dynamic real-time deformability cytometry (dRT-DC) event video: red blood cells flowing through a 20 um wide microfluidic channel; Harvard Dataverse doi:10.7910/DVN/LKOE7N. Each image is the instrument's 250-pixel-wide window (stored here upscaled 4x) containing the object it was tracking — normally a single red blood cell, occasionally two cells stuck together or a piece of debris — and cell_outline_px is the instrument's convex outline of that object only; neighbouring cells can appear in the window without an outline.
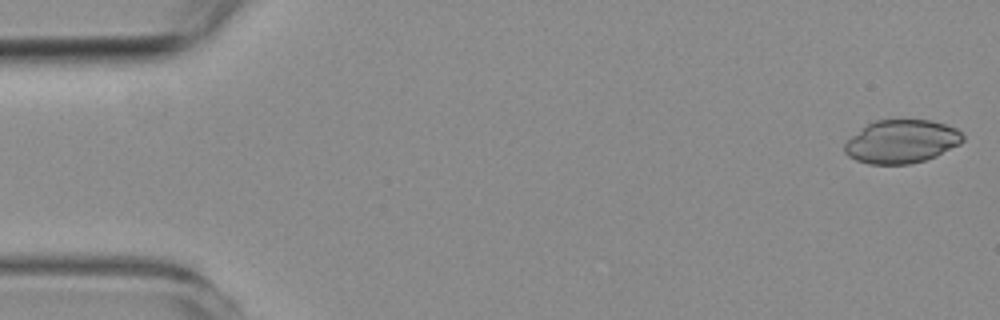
{"species": "common noctule bat (a hibernating species)", "species_latin": "Nyctalus noctula", "temperature_condition": "room temperature", "stored_images_in_passage": 7, "camera_frame_rate_fps": 3000, "um_per_image_px": 0.085, "animal": {"sex": "female", "body_mass_g": 19.3, "forearm_length_mm": 54.1}, "frame": {"image": 1, "passage_image": 1, "time_ms": 0.0, "image_size_px": [1000, 320], "cell_outline_px": [[964, 140], [960, 144], [936, 156], [912, 164], [868, 164], [856, 160], [848, 156], [844, 152], [844, 144], [852, 136], [868, 124], [876, 120], [932, 120], [956, 128], [964, 136]], "centroid_in_image_um": [76.64, 12.04], "position_along_channel_um": 8.4, "area_um2": 29.77}}